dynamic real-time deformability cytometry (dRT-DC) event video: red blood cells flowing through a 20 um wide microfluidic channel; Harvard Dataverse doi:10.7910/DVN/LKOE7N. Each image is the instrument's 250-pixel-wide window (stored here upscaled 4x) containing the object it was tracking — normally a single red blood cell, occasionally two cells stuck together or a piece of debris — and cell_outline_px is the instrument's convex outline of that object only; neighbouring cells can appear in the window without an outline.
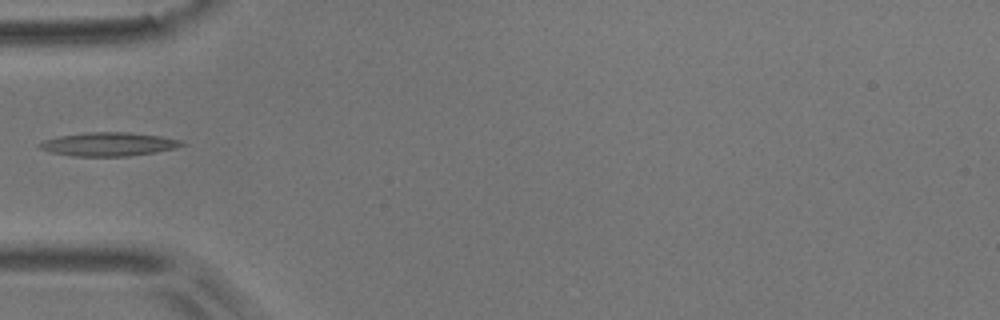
{"species": "common noctule bat (a hibernating species)", "species_latin": "Nyctalus noctula", "temperature_condition": "room temperature", "stored_images_in_passage": 5, "camera_frame_rate_fps": 3000, "um_per_image_px": 0.085, "animal": {"sex": "male", "body_mass_g": 17.9}, "frame": {"image": 1, "passage_image": 5, "time_ms": 1.333, "image_size_px": [1000, 320], "cell_outline_px": [[188, 144], [176, 148], [128, 156], [72, 156], [52, 152], [40, 148], [36, 144], [44, 140], [60, 136], [88, 132], [128, 132], [160, 136], [180, 140]], "centroid_in_image_um": [9.23, 12.25], "position_along_channel_um": 75.8, "area_um2": 19.42}}